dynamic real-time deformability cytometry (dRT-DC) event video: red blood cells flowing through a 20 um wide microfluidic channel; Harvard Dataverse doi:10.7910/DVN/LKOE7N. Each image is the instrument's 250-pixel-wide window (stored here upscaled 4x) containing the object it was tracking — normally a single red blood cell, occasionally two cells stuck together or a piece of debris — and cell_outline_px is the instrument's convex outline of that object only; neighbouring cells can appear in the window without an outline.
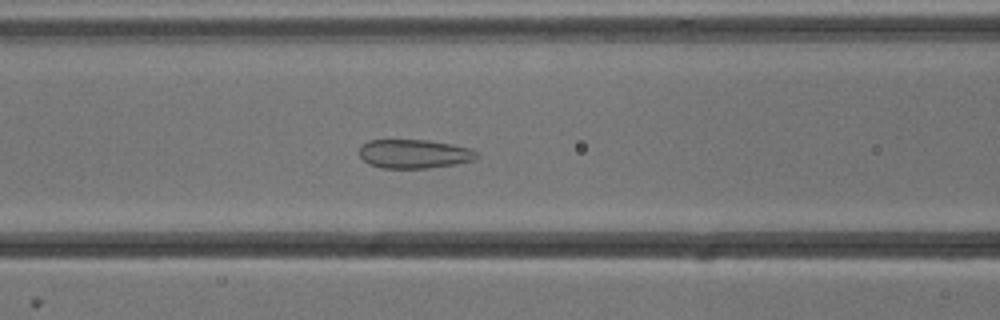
{"species": "common noctule bat (a hibernating species)", "species_latin": "Nyctalus noctula", "temperature_condition": "cold", "stored_images_in_passage": 55, "camera_frame_rate_fps": 3000, "um_per_image_px": 0.085, "animal": {"sex": "male", "body_mass_g": 13.3}, "frame": {"image": 1, "passage_image": 22, "time_ms": 7.0, "image_size_px": [1000, 320], "cell_outline_px": [[480, 156], [472, 160], [456, 164], [428, 168], [380, 168], [368, 164], [360, 156], [360, 148], [368, 140], [428, 140], [452, 144], [472, 148]], "centroid_in_image_um": [35.22, 13.08], "position_along_channel_um": 131.4, "area_um2": 19.83}}
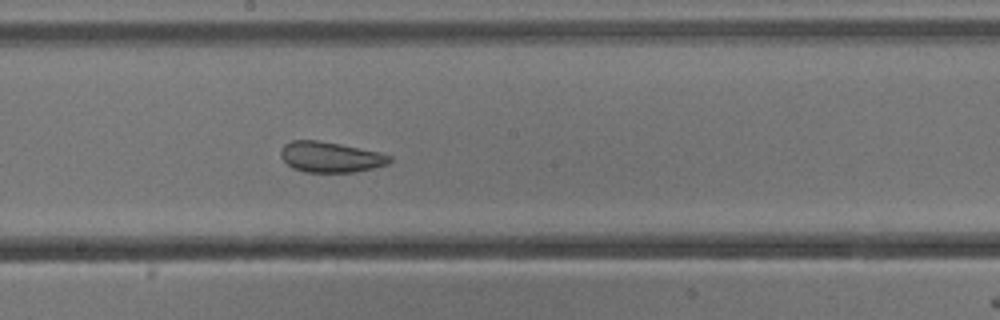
{"frame": {"image": 2, "passage_image": 29, "time_ms": 9.333, "image_size_px": [1000, 320], "cell_outline_px": [[392, 160], [388, 164], [372, 168], [352, 172], [308, 172], [292, 168], [280, 156], [280, 152], [284, 144], [292, 140], [316, 140], [340, 144], [380, 152], [392, 156]], "centroid_in_image_um": [28.09, 13.34], "position_along_channel_um": 220.1, "area_um2": 19.31}}
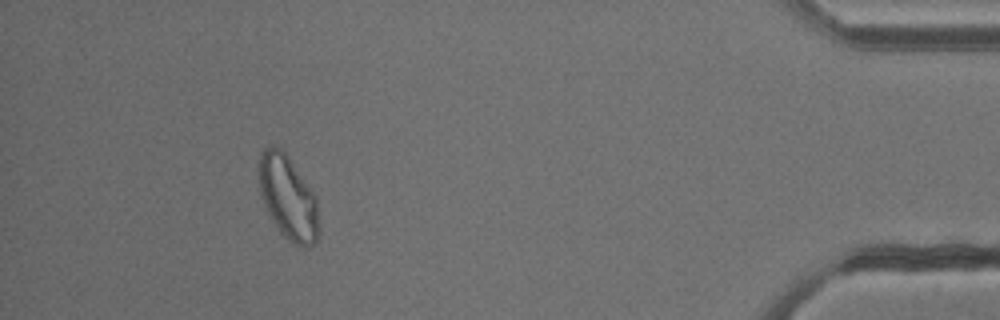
{"frame": {"image": 3, "passage_image": 49, "time_ms": 16.0, "image_size_px": [1000, 320], "cell_outline_px": [[320, 236], [316, 244], [308, 248], [304, 248], [292, 244], [280, 232], [272, 220], [264, 204], [260, 192], [260, 156], [264, 148], [276, 144], [288, 156], [316, 196], [320, 228]], "centroid_in_image_um": [24.54, 16.87], "position_along_channel_um": 410.7, "area_um2": 29.54}, "authors_computed_cell_mechanics": {"area_um2": 25.7788, "velocity_mm_per_s": 3.7984, "shape_relaxation_time_tau1_ms": null, "shape_relaxation_time_tau2_ms": 1.5683, "deformation_change_tau1": null, "deformation_change_tau2": 0.0563}}